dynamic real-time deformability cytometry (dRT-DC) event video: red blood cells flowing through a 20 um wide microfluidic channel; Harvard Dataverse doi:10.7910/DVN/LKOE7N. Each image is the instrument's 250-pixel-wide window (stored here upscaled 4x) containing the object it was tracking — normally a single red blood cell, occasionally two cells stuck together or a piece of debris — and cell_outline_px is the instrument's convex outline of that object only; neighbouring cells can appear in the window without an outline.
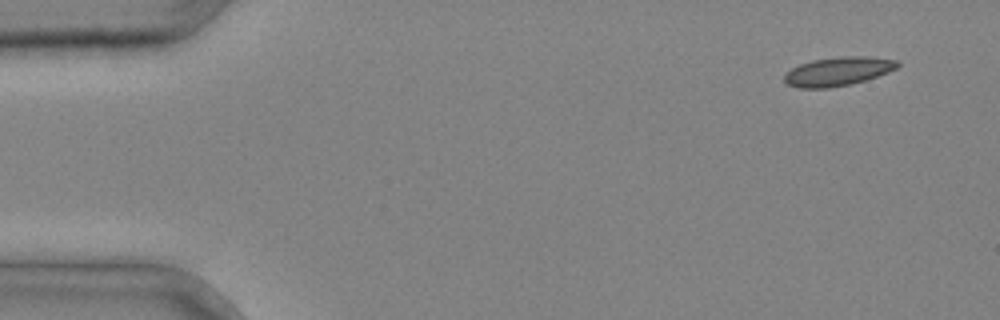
{"species": "common noctule bat (a hibernating species)", "species_latin": "Nyctalus noctula", "temperature_condition": "cold", "stored_images_in_passage": 3, "camera_frame_rate_fps": 3000, "um_per_image_px": 0.085, "animal": {"sex": "male", "body_mass_g": 20.4}, "frame": {"image": 1, "passage_image": 1, "time_ms": 0.0, "image_size_px": [1000, 320], "cell_outline_px": [[900, 64], [896, 68], [888, 72], [864, 80], [848, 84], [828, 88], [800, 88], [788, 84], [784, 80], [784, 72], [800, 64], [812, 60], [840, 56], [864, 56], [896, 60]], "centroid_in_image_um": [71.19, 6.06], "position_along_channel_um": 13.8, "area_um2": 18.79}}